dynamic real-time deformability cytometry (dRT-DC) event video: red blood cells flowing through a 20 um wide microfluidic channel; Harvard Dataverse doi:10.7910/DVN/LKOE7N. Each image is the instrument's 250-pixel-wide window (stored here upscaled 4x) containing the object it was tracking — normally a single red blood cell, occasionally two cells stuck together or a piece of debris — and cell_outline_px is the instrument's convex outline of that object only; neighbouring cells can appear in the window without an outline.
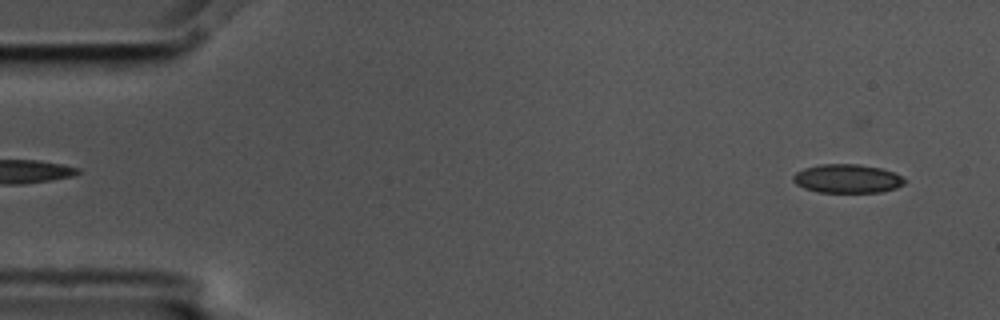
{"species": "common noctule bat (a hibernating species)", "species_latin": "Nyctalus noctula", "temperature_condition": "cold", "stored_images_in_passage": 4, "camera_frame_rate_fps": 3000, "um_per_image_px": 0.085, "animal": {"sex": "male", "body_mass_g": 17.5, "forearm_length_mm": 52.3}, "frame": {"image": 1, "passage_image": 1, "time_ms": 0.0, "image_size_px": [1000, 320], "cell_outline_px": [[908, 180], [904, 184], [896, 188], [880, 192], [820, 192], [804, 188], [796, 184], [792, 180], [792, 176], [796, 172], [804, 168], [820, 164], [856, 164], [880, 168], [892, 172]], "centroid_in_image_um": [72.0, 15.18], "position_along_channel_um": 13.0, "area_um2": 18.61}}
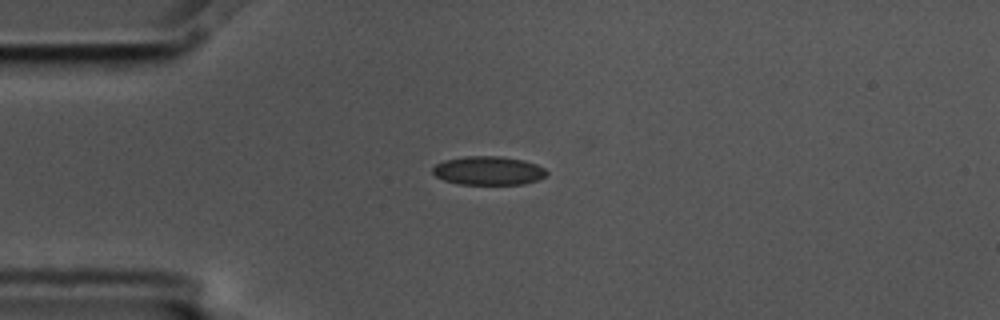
{"frame": {"image": 2, "passage_image": 4, "time_ms": 1.0, "image_size_px": [1000, 320], "cell_outline_px": [[548, 176], [540, 180], [524, 184], [460, 184], [444, 180], [436, 176], [432, 172], [432, 168], [436, 164], [444, 160], [464, 156], [500, 156], [524, 160], [536, 164], [544, 168], [548, 172]], "centroid_in_image_um": [41.55, 14.5], "position_along_channel_um": 43.5, "area_um2": 19.25}}